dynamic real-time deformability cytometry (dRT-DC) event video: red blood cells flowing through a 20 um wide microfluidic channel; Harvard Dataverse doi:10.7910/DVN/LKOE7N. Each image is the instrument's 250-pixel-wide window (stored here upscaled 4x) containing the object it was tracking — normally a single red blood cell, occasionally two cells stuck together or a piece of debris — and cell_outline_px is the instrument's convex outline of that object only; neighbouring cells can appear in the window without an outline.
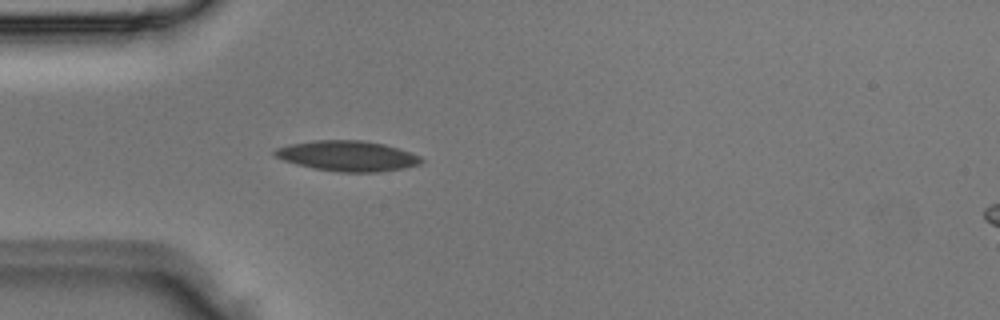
{"species": "Egyptian fruit bat (a non-hibernating species)", "species_latin": "Rousettus aegyptiacus", "temperature_condition": "room temperature", "stored_images_in_passage": 5, "segment_of_instrument_passage": [1, 2], "camera_frame_rate_fps": 3000, "um_per_image_px": 0.085, "animal": {"sex": "male"}, "frame": {"image": 1, "passage_image": 4, "time_ms": 1.0, "image_size_px": [1000, 320], "cell_outline_px": [[424, 160], [420, 164], [404, 168], [380, 172], [336, 172], [312, 168], [296, 164], [284, 160], [276, 156], [272, 152], [276, 148], [288, 144], [312, 140], [360, 140], [384, 144], [420, 156]], "centroid_in_image_um": [29.51, 13.26], "position_along_channel_um": 55.5, "area_um2": 25.95}}